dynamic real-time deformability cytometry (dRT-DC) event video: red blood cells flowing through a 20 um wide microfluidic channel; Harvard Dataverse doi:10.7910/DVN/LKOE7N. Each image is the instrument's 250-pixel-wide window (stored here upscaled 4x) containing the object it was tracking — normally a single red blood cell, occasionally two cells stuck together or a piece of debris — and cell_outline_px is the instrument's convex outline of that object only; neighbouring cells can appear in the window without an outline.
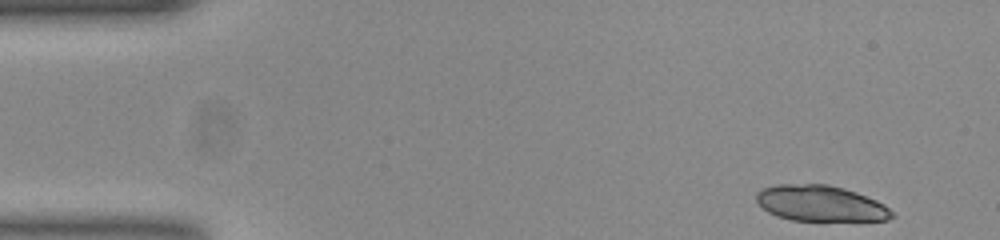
{"species": "common noctule bat (a hibernating species)", "species_latin": "Nyctalus noctula", "temperature_condition": "room temperature", "stored_images_in_passage": 48, "camera_frame_rate_fps": 3000, "um_per_image_px": 0.085, "animal": {"sex": "female", "body_mass_g": 23.0, "forearm_length_mm": 53.4}, "frame": {"image": 1, "passage_image": 1, "time_ms": 0.0, "image_size_px": [1000, 240], "cell_outline_px": [[896, 216], [888, 220], [792, 220], [776, 216], [768, 212], [756, 200], [756, 192], [764, 188], [776, 184], [828, 184], [844, 188], [856, 192], [876, 200], [884, 204]], "centroid_in_image_um": [69.74, 17.28], "position_along_channel_um": 15.3, "area_um2": 28.21}}
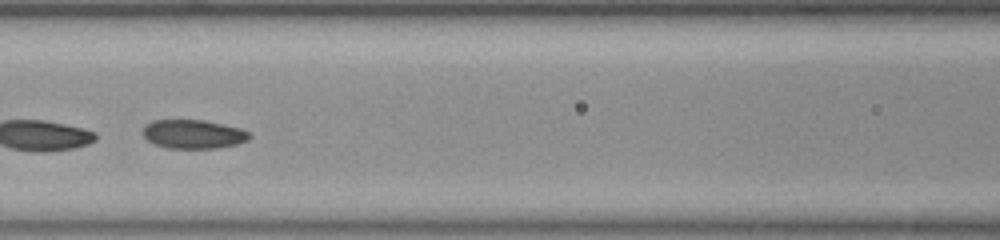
{"frame": {"image": 2, "passage_image": 20, "time_ms": 6.333, "image_size_px": [1000, 240], "cell_outline_px": [[252, 136], [248, 140], [236, 144], [216, 148], [168, 148], [152, 144], [144, 136], [144, 124], [152, 120], [204, 120], [240, 128], [248, 132]], "centroid_in_image_um": [16.41, 11.4], "position_along_channel_um": 150.2, "area_um2": 17.92}, "authors_computed_cell_mechanics": {"area_um2": 19.1896, "velocity_mm_per_s": 3.8909, "shape_relaxation_time_tau1_ms": 6.3799, "shape_relaxation_time_tau2_ms": 2.5403, "deformation_change_tau1": 0.1298, "deformation_change_tau2": 0.0701}}